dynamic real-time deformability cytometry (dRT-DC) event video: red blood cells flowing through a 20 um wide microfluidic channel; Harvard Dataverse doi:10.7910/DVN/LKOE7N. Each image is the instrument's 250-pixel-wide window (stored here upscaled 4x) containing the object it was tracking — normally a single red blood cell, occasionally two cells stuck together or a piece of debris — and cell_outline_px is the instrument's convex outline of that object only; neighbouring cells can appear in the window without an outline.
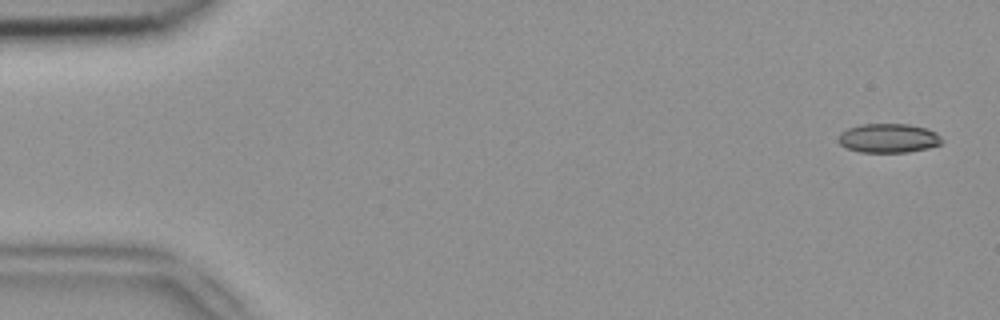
{"species": "common noctule bat (a hibernating species)", "species_latin": "Nyctalus noctula", "temperature_condition": "room temperature", "stored_images_in_passage": 9, "camera_frame_rate_fps": 3000, "um_per_image_px": 0.085, "animal": {"sex": "female", "body_mass_g": 18.4}, "frame": {"image": 1, "passage_image": 1, "time_ms": 0.0, "image_size_px": [1000, 320], "cell_outline_px": [[944, 140], [940, 144], [928, 148], [908, 152], [860, 152], [848, 148], [840, 144], [836, 140], [840, 132], [848, 128], [860, 124], [908, 124], [924, 128], [936, 132]], "centroid_in_image_um": [75.5, 11.74], "position_along_channel_um": 9.5, "area_um2": 17.63}}